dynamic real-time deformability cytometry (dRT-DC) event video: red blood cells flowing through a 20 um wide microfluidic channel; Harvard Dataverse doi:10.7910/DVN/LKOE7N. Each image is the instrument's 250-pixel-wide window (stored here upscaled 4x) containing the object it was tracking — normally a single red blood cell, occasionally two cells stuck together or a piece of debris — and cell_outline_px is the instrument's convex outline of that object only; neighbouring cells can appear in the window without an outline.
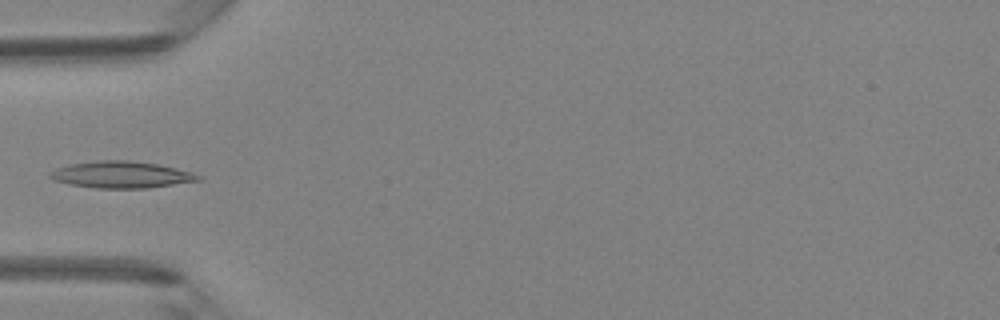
{"species": "Egyptian fruit bat (a non-hibernating species)", "species_latin": "Rousettus aegyptiacus", "temperature_condition": "room temperature", "stored_images_in_passage": 4, "camera_frame_rate_fps": 3000, "um_per_image_px": 0.085, "animal": {"sex": "female"}, "frame": {"image": 1, "passage_image": 4, "time_ms": 1.0, "image_size_px": [1000, 320], "cell_outline_px": [[200, 180], [148, 188], [96, 188], [68, 184], [52, 180], [48, 176], [48, 172], [56, 168], [72, 164], [96, 160], [128, 160], [156, 164], [176, 168], [192, 172], [200, 176]], "centroid_in_image_um": [10.25, 14.85], "position_along_channel_um": 74.8, "area_um2": 23.0}}